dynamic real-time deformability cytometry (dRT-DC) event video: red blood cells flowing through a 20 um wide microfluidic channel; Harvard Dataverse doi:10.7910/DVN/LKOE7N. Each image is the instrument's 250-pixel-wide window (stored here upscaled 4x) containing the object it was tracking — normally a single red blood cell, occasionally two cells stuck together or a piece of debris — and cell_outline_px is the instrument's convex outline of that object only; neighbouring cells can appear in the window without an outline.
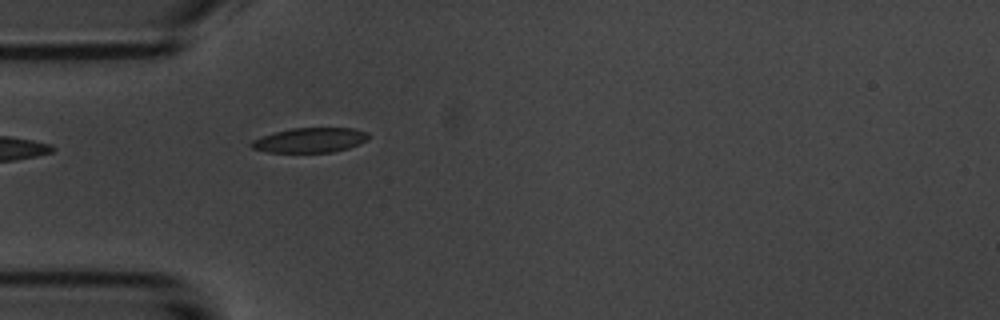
{"species": "common noctule bat (a hibernating species)", "species_latin": "Nyctalus noctula", "temperature_condition": "room temperature", "stored_images_in_passage": 5, "camera_frame_rate_fps": 3000, "um_per_image_px": 0.085, "animal": {"sex": "male", "body_mass_g": 20.1, "forearm_length_mm": 53.5}, "frame": {"image": 1, "passage_image": 5, "time_ms": 4.667, "image_size_px": [1000, 320], "cell_outline_px": [[368, 140], [348, 148], [332, 152], [268, 152], [252, 148], [248, 144], [252, 140], [260, 136], [292, 128], [356, 128], [368, 132]], "centroid_in_image_um": [26.34, 11.91], "position_along_channel_um": 58.7, "area_um2": 16.94}}